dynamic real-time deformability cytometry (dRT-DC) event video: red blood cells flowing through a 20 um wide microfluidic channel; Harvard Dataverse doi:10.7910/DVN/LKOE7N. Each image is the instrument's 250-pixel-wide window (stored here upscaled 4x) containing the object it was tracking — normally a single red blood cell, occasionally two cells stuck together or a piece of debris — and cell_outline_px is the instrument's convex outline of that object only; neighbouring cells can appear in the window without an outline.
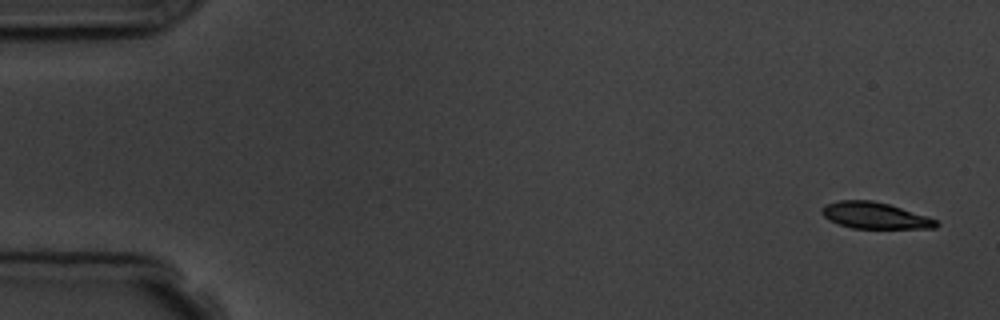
{"species": "common noctule bat (a hibernating species)", "species_latin": "Nyctalus noctula", "temperature_condition": "room temperature", "stored_images_in_passage": 5, "camera_frame_rate_fps": 3000, "um_per_image_px": 0.085, "animal": {"sex": "male", "body_mass_g": 19.5, "forearm_length_mm": 54.6}, "frame": {"image": 1, "passage_image": 1, "time_ms": 0.0, "image_size_px": [1000, 320], "cell_outline_px": [[940, 224], [936, 228], [852, 228], [828, 220], [820, 212], [820, 208], [824, 204], [840, 200], [872, 200], [888, 204], [928, 216], [936, 220]], "centroid_in_image_um": [74.34, 18.31], "position_along_channel_um": 10.7, "area_um2": 17.63}}
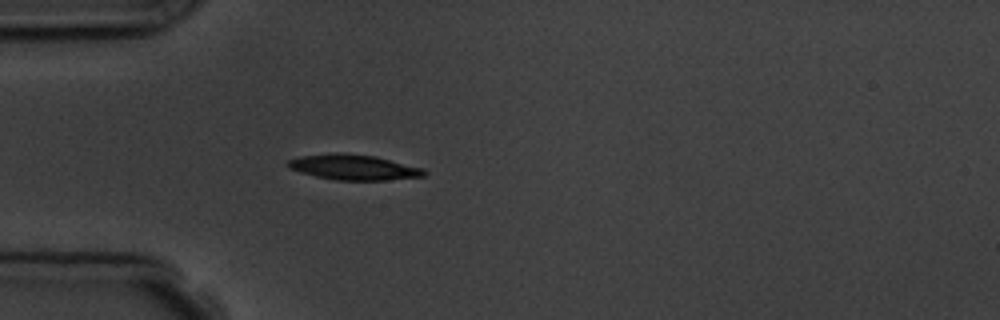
{"frame": {"image": 2, "passage_image": 5, "time_ms": 4.667, "image_size_px": [1000, 320], "cell_outline_px": [[428, 172], [424, 176], [384, 180], [336, 180], [316, 176], [300, 172], [288, 168], [284, 164], [288, 160], [300, 156], [332, 152], [344, 152], [376, 156], [424, 168]], "centroid_in_image_um": [30.04, 14.2], "position_along_channel_um": 55.0, "area_um2": 20.4}}